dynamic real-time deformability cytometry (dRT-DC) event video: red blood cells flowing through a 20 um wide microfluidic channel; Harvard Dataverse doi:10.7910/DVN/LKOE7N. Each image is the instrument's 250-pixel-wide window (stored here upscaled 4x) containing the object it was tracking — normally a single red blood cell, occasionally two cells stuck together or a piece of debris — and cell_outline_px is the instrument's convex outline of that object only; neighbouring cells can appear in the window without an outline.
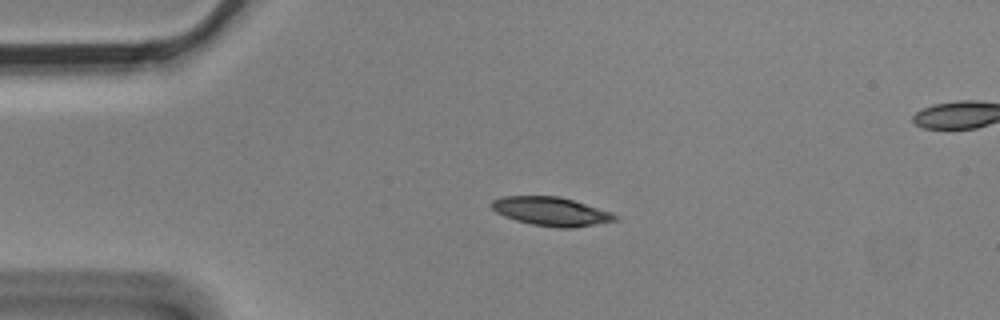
{"species": "Egyptian fruit bat (a non-hibernating species)", "species_latin": "Rousettus aegyptiacus", "temperature_condition": "cold", "stored_images_in_passage": 5, "segment_of_instrument_passage": [1, 2], "camera_frame_rate_fps": 3000, "um_per_image_px": 0.085, "animal": {"sex": "male"}, "frame": {"image": 1, "passage_image": 3, "time_ms": 0.667, "image_size_px": [1000, 320], "cell_outline_px": [[620, 220], [572, 228], [560, 228], [532, 224], [516, 220], [504, 216], [496, 212], [488, 204], [492, 200], [500, 196], [560, 196], [612, 212], [620, 216]], "centroid_in_image_um": [46.86, 17.96], "position_along_channel_um": 38.1, "area_um2": 20.87}}